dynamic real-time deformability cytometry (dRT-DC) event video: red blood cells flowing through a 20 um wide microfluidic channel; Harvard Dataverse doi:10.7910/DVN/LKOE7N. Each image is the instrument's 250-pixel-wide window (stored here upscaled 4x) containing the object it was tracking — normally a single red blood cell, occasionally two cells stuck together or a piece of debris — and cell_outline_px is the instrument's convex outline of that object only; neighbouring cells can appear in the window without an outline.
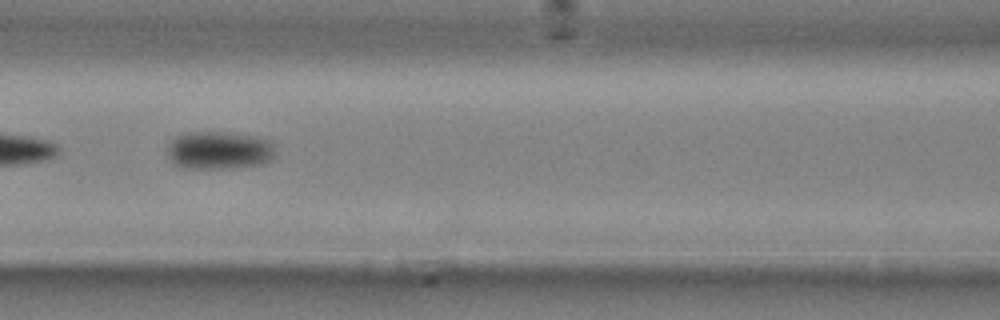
{"species": "common noctule bat (a hibernating species)", "species_latin": "Nyctalus noctula", "temperature_condition": "cold", "stored_images_in_passage": 18, "camera_frame_rate_fps": 3000, "um_per_image_px": 0.085, "animal": {"sex": "male", "body_mass_g": 20.4}, "frame": {"image": 1, "passage_image": 8, "time_ms": 2.333, "image_size_px": [1000, 320], "cell_outline_px": [[276, 156], [272, 160], [264, 164], [228, 168], [184, 168], [168, 160], [168, 148], [172, 140], [176, 136], [188, 132], [228, 132], [260, 136], [272, 140]], "centroid_in_image_um": [18.69, 12.77], "position_along_channel_um": 147.9, "area_um2": 24.33}}
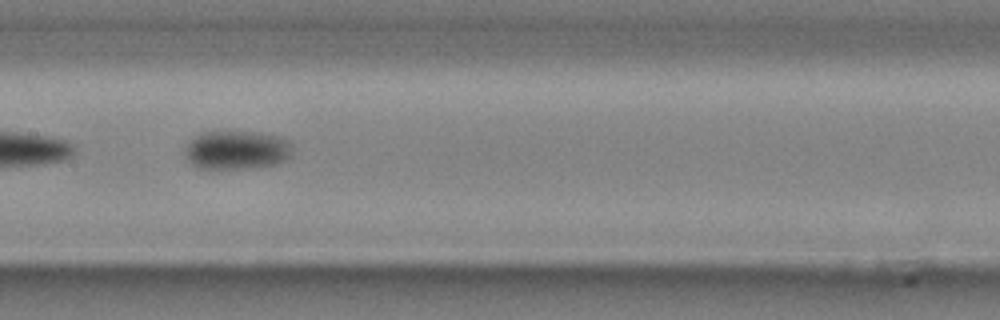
{"frame": {"image": 2, "passage_image": 11, "time_ms": 3.333, "image_size_px": [1000, 320], "cell_outline_px": [[292, 156], [276, 164], [248, 168], [196, 168], [188, 160], [184, 152], [188, 144], [200, 132], [228, 128], [260, 132], [280, 136], [292, 140]], "centroid_in_image_um": [20.16, 12.68], "position_along_channel_um": 187.2, "area_um2": 25.26}}